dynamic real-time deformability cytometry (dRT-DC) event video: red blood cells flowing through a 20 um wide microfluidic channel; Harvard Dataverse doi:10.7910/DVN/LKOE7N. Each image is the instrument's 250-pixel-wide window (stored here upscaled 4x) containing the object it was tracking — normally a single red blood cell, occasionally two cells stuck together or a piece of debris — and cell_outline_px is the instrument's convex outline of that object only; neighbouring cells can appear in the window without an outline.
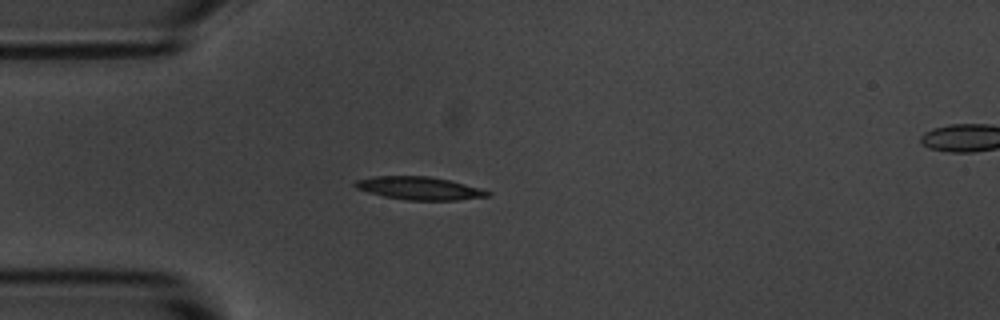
{"species": "common noctule bat (a hibernating species)", "species_latin": "Nyctalus noctula", "temperature_condition": "room temperature", "stored_images_in_passage": 42, "camera_frame_rate_fps": 3000, "um_per_image_px": 0.085, "animal": {"sex": "male", "body_mass_g": 20.1, "forearm_length_mm": 53.5}, "frame": {"image": 1, "passage_image": 1, "time_ms": 0.0, "image_size_px": [1000, 320], "cell_outline_px": [[492, 192], [488, 196], [456, 200], [408, 200], [384, 196], [368, 192], [356, 188], [352, 184], [356, 180], [372, 176], [428, 176], [448, 180], [480, 188]], "centroid_in_image_um": [35.6, 15.99], "position_along_channel_um": 49.4, "area_um2": 17.57}}
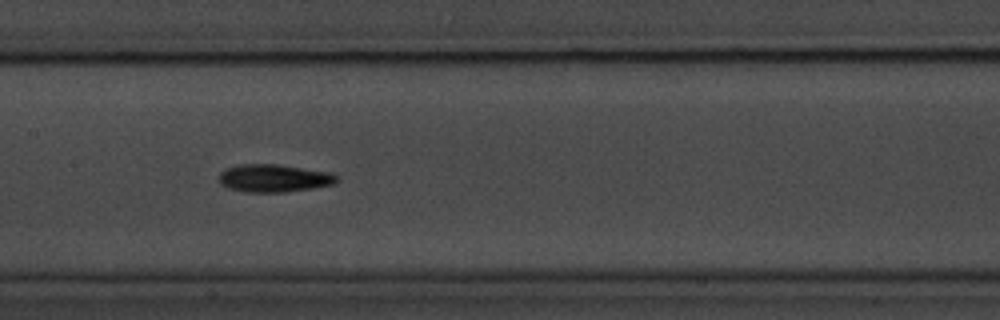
{"frame": {"image": 2, "passage_image": 13, "time_ms": 4.0, "image_size_px": [1000, 320], "cell_outline_px": [[340, 180], [332, 184], [312, 188], [284, 192], [244, 192], [228, 188], [220, 184], [220, 172], [224, 168], [240, 164], [276, 164], [332, 172], [340, 176]], "centroid_in_image_um": [23.3, 15.14], "position_along_channel_um": 184.1, "area_um2": 19.25}}
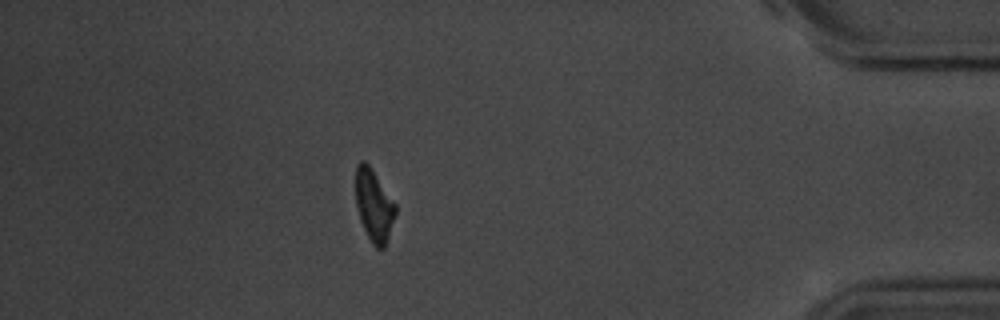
{"frame": {"image": 3, "passage_image": 35, "time_ms": 11.333, "image_size_px": [1000, 320], "cell_outline_px": [[396, 212], [384, 248], [376, 248], [372, 244], [360, 220], [356, 204], [356, 164], [360, 160], [364, 160], [372, 168], [396, 204]], "centroid_in_image_um": [31.78, 17.42], "position_along_channel_um": 403.4, "area_um2": 16.59}, "authors_computed_cell_mechanics": {"area_um2": 17.5423, "velocity_mm_per_s": 3.612, "shape_relaxation_time_tau1_ms": 2.2142, "shape_relaxation_time_tau2_ms": 7.4639, "deformation_change_tau1": 0.1438, "deformation_change_tau2": 0.1448}}